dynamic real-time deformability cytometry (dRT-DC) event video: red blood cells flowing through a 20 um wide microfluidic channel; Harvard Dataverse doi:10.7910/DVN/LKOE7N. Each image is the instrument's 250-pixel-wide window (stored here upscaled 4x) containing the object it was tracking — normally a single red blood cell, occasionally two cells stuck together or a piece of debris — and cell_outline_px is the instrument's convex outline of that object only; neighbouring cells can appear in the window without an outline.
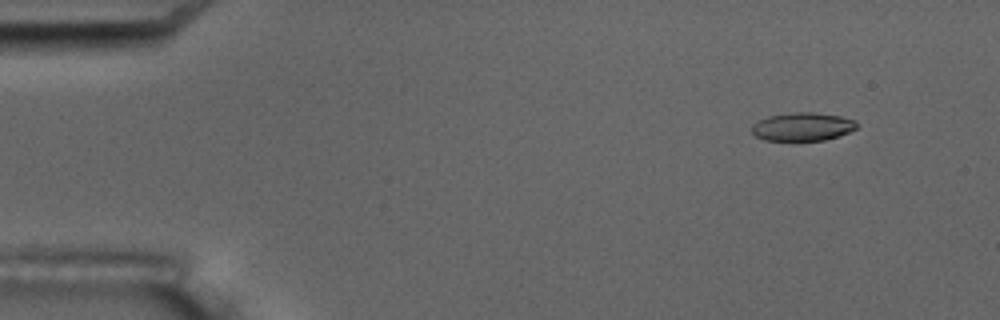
{"species": "common noctule bat (a hibernating species)", "species_latin": "Nyctalus noctula", "temperature_condition": "room temperature", "stored_images_in_passage": 7, "camera_frame_rate_fps": 3000, "um_per_image_px": 0.085, "animal": {"sex": "male", "body_mass_g": 17.5, "forearm_length_mm": 52.3}, "frame": {"image": 1, "passage_image": 2, "time_ms": 1.333, "image_size_px": [1000, 320], "cell_outline_px": [[856, 128], [848, 132], [824, 140], [764, 140], [756, 136], [752, 132], [752, 124], [768, 116], [792, 112], [812, 112], [840, 116], [856, 120]], "centroid_in_image_um": [68.19, 10.76], "position_along_channel_um": 16.8, "area_um2": 17.11}}